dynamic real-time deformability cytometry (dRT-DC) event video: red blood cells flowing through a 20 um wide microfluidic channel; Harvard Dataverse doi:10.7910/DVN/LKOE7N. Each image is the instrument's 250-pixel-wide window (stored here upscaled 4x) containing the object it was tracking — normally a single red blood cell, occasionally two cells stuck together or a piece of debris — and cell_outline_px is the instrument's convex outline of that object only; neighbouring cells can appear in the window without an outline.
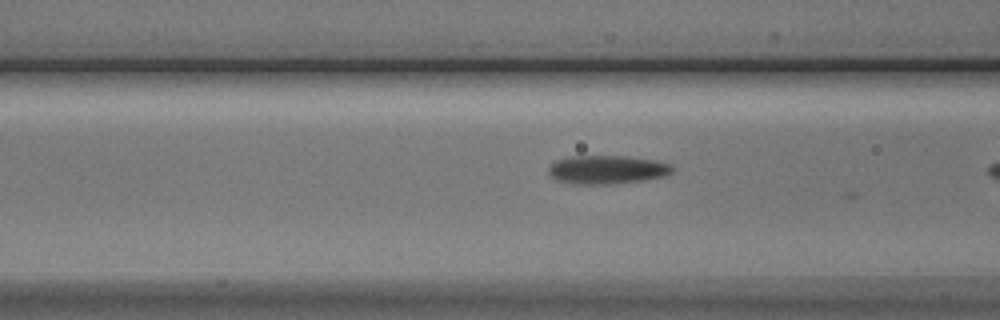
{"species": "Egyptian fruit bat (a non-hibernating species)", "species_latin": "Rousettus aegyptiacus", "temperature_condition": "cold", "stored_images_in_passage": 4, "camera_frame_rate_fps": 3000, "um_per_image_px": 0.085, "animal": {"sex": "male"}, "frame": {"image": 1, "passage_image": 3, "time_ms": 3.0, "image_size_px": [1000, 320], "cell_outline_px": [[676, 168], [672, 172], [664, 176], [644, 180], [612, 184], [576, 184], [556, 180], [548, 172], [548, 168], [556, 160], [568, 156], [628, 156], [656, 160], [672, 164]], "centroid_in_image_um": [51.64, 14.41], "position_along_channel_um": 115.0, "area_um2": 20.81}}